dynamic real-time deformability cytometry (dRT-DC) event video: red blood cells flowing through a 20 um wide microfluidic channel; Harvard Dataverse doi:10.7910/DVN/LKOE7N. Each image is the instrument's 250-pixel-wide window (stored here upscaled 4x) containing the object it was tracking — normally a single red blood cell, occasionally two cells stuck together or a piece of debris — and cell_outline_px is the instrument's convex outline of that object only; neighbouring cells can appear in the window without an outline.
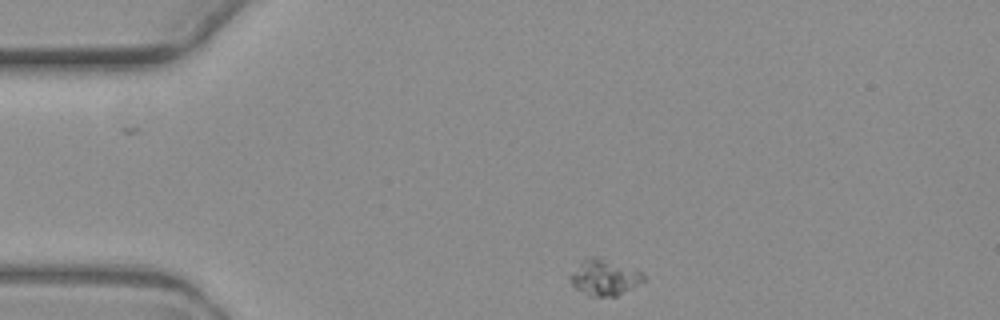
{"species": "common noctule bat (a hibernating species)", "species_latin": "Nyctalus noctula", "temperature_condition": "warm", "stored_images_in_passage": 7, "camera_frame_rate_fps": 3000, "um_per_image_px": 0.085, "animal": {"sex": "female", "body_mass_g": 19.3, "forearm_length_mm": 54.1}, "frame": {"image": 1, "passage_image": 1, "time_ms": 0.0, "image_size_px": [1000, 320], "cell_outline_px": [[644, 280], [616, 296], [588, 296], [576, 288], [572, 284], [568, 276], [580, 260], [588, 256], [596, 256], [644, 272]], "centroid_in_image_um": [51.32, 23.55], "position_along_channel_um": 33.7, "area_um2": 15.32}}
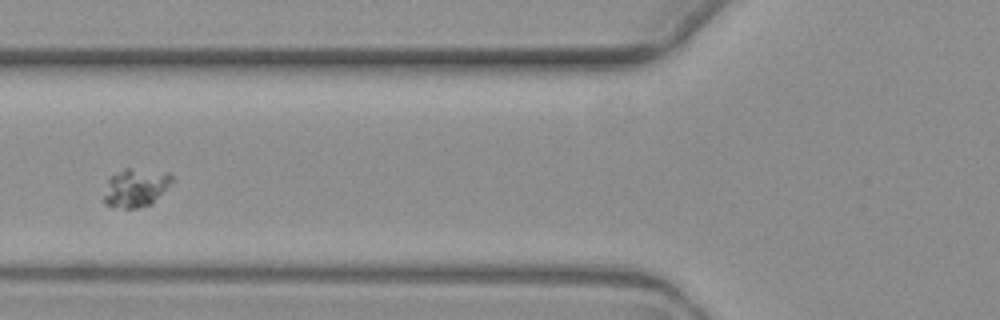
{"frame": {"image": 2, "passage_image": 4, "time_ms": 3.667, "image_size_px": [1000, 320], "cell_outline_px": [[176, 180], [152, 204], [136, 208], [112, 208], [104, 204], [104, 196], [108, 176], [124, 168], [128, 168], [168, 172]], "centroid_in_image_um": [11.54, 15.96], "position_along_channel_um": 114.3, "area_um2": 15.66}}
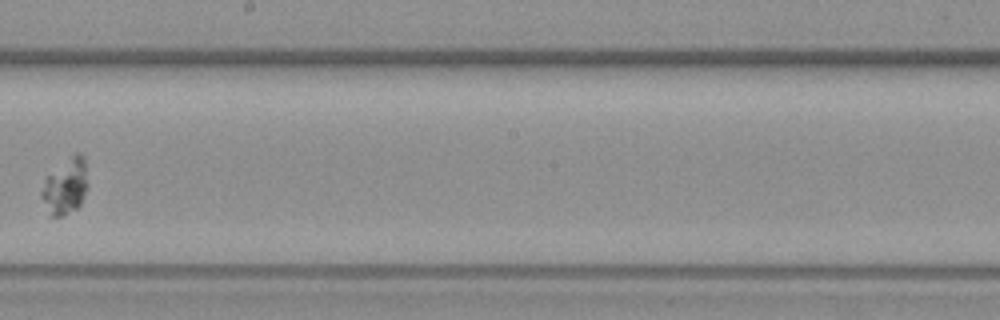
{"frame": {"image": 3, "passage_image": 7, "time_ms": 7.333, "image_size_px": [1000, 320], "cell_outline_px": [[88, 188], [80, 204], [76, 208], [64, 216], [48, 216], [40, 196], [40, 192], [44, 180], [48, 176], [76, 152], [80, 152], [84, 156], [88, 184]], "centroid_in_image_um": [5.56, 15.88], "position_along_channel_um": 242.6, "area_um2": 15.09}}